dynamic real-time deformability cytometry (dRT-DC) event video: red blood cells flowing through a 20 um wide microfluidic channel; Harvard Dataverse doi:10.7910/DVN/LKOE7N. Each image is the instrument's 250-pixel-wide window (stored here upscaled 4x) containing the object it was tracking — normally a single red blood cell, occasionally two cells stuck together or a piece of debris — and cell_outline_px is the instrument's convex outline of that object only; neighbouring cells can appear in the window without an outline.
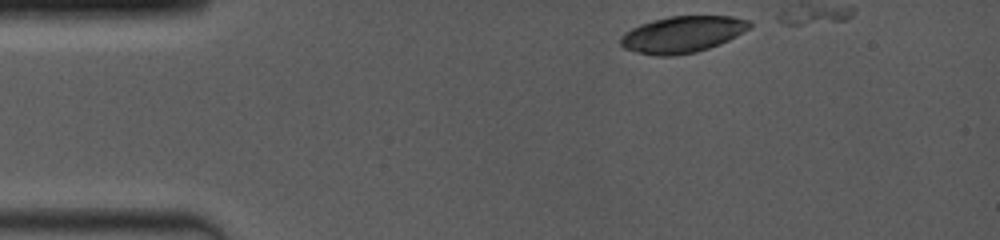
{"species": "common noctule bat (a hibernating species)", "species_latin": "Nyctalus noctula", "temperature_condition": "room temperature", "stored_images_in_passage": 20, "camera_frame_rate_fps": 4000, "um_per_image_px": 0.085, "animal": {"sex": "female", "body_mass_g": 19.0, "forearm_length_mm": 53.3}, "frame": {"image": 1, "passage_image": 1, "time_ms": 0.0, "image_size_px": [1000, 240], "cell_outline_px": [[752, 28], [720, 44], [696, 52], [672, 56], [656, 56], [636, 52], [624, 48], [620, 44], [620, 36], [624, 32], [640, 24], [652, 20], [668, 16], [732, 16], [752, 20]], "centroid_in_image_um": [58.02, 2.92], "position_along_channel_um": 27.0, "area_um2": 27.74}}
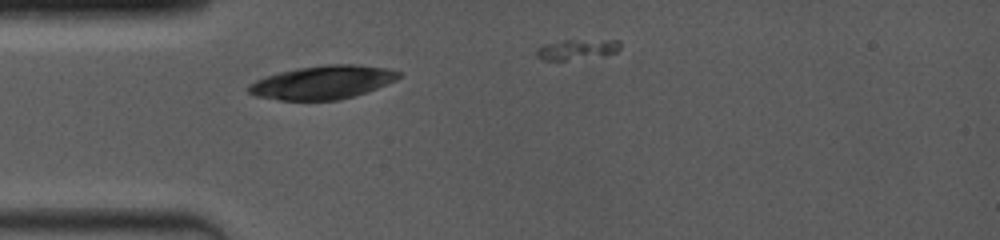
{"frame": {"image": 2, "passage_image": 9, "time_ms": 2.25, "image_size_px": [1000, 240], "cell_outline_px": [[404, 76], [396, 80], [376, 88], [340, 100], [280, 100], [256, 96], [248, 92], [244, 88], [248, 84], [264, 76], [280, 72], [300, 68], [328, 64], [356, 64], [388, 68], [400, 72]], "centroid_in_image_um": [27.41, 6.99], "position_along_channel_um": 57.6, "area_um2": 29.3}}
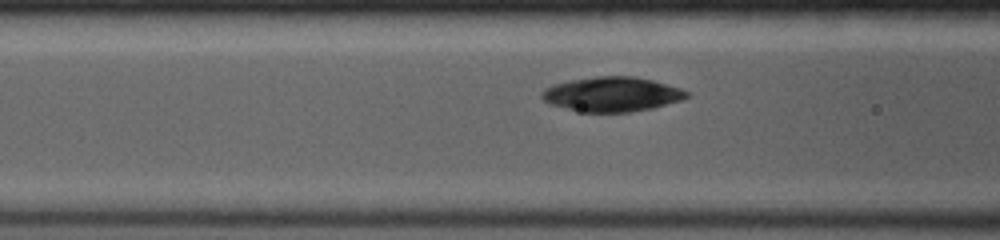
{"frame": {"image": 3, "passage_image": 17, "time_ms": 3.75, "image_size_px": [1000, 240], "cell_outline_px": [[688, 96], [680, 100], [652, 108], [632, 112], [584, 112], [548, 104], [540, 96], [540, 92], [544, 88], [552, 84], [568, 80], [596, 76], [632, 76], [652, 80], [680, 88], [688, 92]], "centroid_in_image_um": [51.95, 8.0], "position_along_channel_um": 114.6, "area_um2": 29.25}}